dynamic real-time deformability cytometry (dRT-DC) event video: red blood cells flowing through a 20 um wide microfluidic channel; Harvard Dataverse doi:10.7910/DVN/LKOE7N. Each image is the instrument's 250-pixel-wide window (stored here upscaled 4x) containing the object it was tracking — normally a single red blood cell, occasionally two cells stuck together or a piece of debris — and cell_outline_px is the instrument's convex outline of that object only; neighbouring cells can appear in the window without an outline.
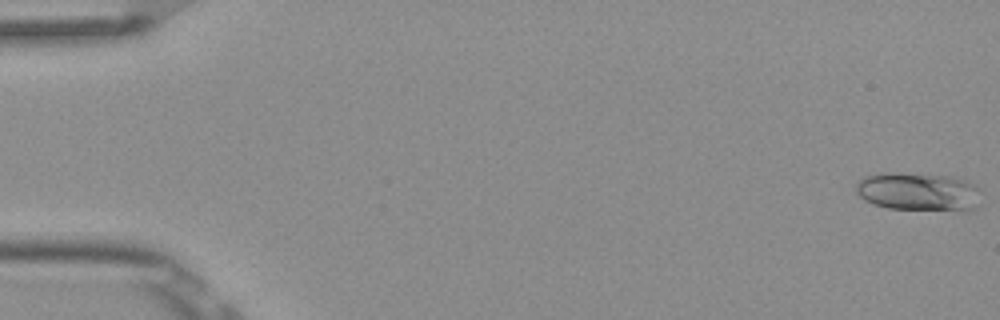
{"species": "Egyptian fruit bat (a non-hibernating species)", "species_latin": "Rousettus aegyptiacus", "temperature_condition": "room temperature", "stored_images_in_passage": 5, "camera_frame_rate_fps": 3000, "um_per_image_px": 0.085, "frame": {"image": 1, "passage_image": 1, "time_ms": 0.0, "image_size_px": [1000, 320], "cell_outline_px": [[976, 208], [964, 212], [960, 212], [888, 208], [872, 204], [864, 200], [856, 192], [856, 184], [864, 176], [880, 172], [896, 172], [948, 176], [972, 184], [976, 188]], "centroid_in_image_um": [77.98, 16.32], "position_along_channel_um": 7.0, "area_um2": 28.03}}
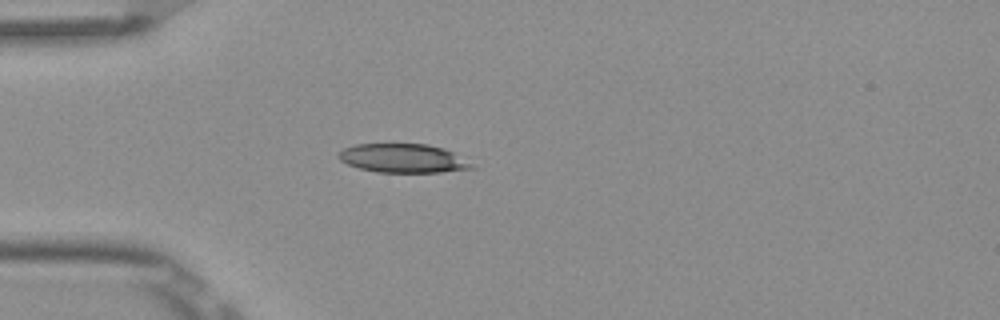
{"frame": {"image": 2, "passage_image": 5, "time_ms": 1.333, "image_size_px": [1000, 320], "cell_outline_px": [[476, 168], [440, 172], [376, 172], [360, 168], [348, 164], [340, 160], [336, 156], [344, 148], [356, 144], [428, 144], [444, 148], [452, 152], [472, 164]], "centroid_in_image_um": [34.24, 13.45], "position_along_channel_um": 50.8, "area_um2": 22.2}}